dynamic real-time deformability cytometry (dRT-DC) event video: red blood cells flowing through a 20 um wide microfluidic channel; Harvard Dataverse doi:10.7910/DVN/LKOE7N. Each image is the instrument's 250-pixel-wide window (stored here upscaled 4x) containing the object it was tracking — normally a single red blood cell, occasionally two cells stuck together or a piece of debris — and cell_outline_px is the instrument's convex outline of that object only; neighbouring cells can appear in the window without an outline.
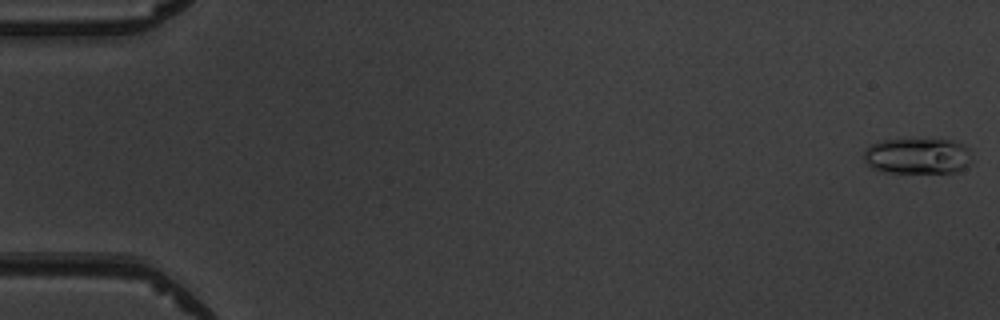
{"species": "common noctule bat (a hibernating species)", "species_latin": "Nyctalus noctula", "temperature_condition": "warm", "stored_images_in_passage": 6, "camera_frame_rate_fps": 3000, "um_per_image_px": 0.085, "animal": {"sex": "male", "body_mass_g": 19.5, "forearm_length_mm": 54.6}, "frame": {"image": 1, "passage_image": 1, "time_ms": 0.0, "image_size_px": [1000, 320], "cell_outline_px": [[972, 156], [968, 164], [960, 172], [884, 172], [872, 168], [864, 160], [864, 152], [868, 144], [884, 140], [956, 140], [964, 144], [968, 148]], "centroid_in_image_um": [78.0, 13.26], "position_along_channel_um": 7.0, "area_um2": 22.66}}
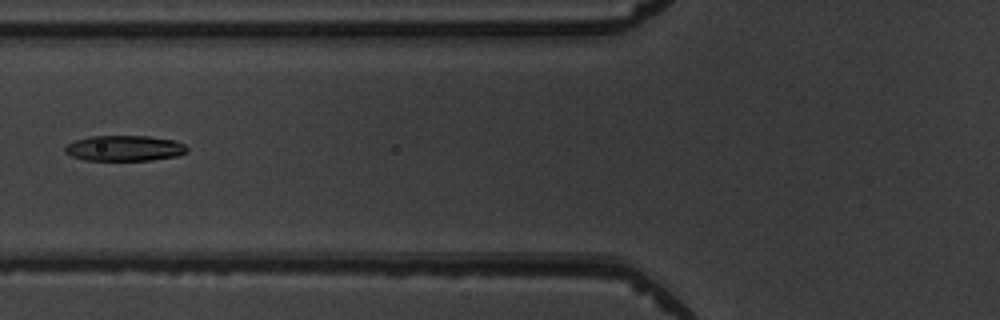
{"frame": {"image": 2, "passage_image": 6, "time_ms": 6.667, "image_size_px": [1000, 320], "cell_outline_px": [[188, 152], [180, 156], [152, 160], [84, 160], [72, 156], [64, 152], [64, 148], [68, 144], [76, 140], [92, 136], [148, 136], [176, 140], [184, 144], [188, 148]], "centroid_in_image_um": [10.64, 12.6], "position_along_channel_um": 115.2, "area_um2": 18.32}}